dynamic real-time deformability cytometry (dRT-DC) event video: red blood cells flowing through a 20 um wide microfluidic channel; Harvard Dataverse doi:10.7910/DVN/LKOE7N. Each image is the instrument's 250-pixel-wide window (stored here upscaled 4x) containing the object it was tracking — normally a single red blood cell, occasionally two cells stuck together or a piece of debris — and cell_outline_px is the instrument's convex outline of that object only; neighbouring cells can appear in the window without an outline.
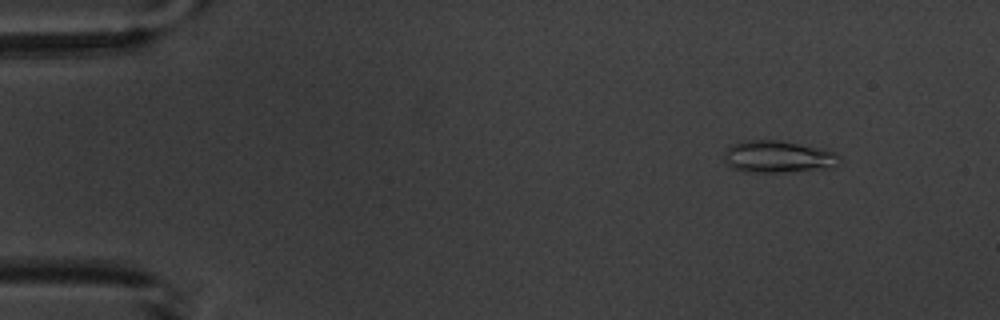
{"species": "common noctule bat (a hibernating species)", "species_latin": "Nyctalus noctula", "temperature_condition": "warm", "stored_images_in_passage": 6, "camera_frame_rate_fps": 3000, "um_per_image_px": 0.085, "animal": {"sex": "male", "body_mass_g": 20.1, "forearm_length_mm": 53.5}, "frame": {"image": 1, "passage_image": 2, "time_ms": 1.333, "image_size_px": [1000, 320], "cell_outline_px": [[844, 160], [832, 168], [788, 172], [744, 172], [732, 168], [724, 160], [724, 152], [732, 144], [744, 140], [780, 140], [820, 148], [836, 152]], "centroid_in_image_um": [66.17, 13.33], "position_along_channel_um": 18.8, "area_um2": 21.91}}
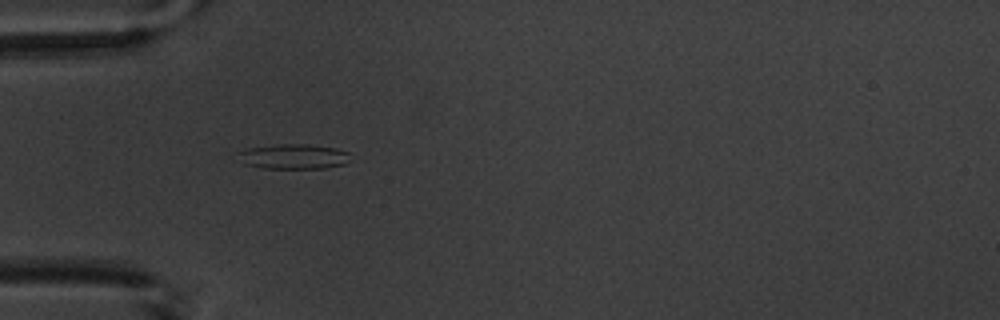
{"frame": {"image": 2, "passage_image": 5, "time_ms": 5.0, "image_size_px": [1000, 320], "cell_outline_px": [[348, 152], [344, 164], [324, 168], [260, 168], [244, 164], [236, 152], [248, 148], [276, 144], [308, 144], [336, 148]], "centroid_in_image_um": [24.88, 13.3], "position_along_channel_um": 60.1, "area_um2": 16.18}}
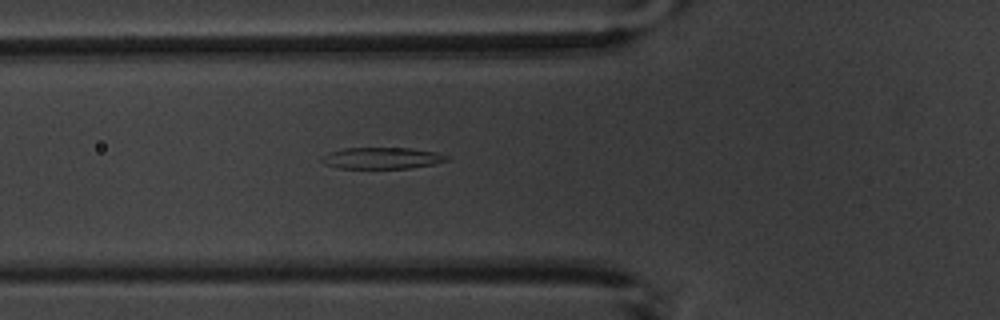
{"frame": {"image": 3, "passage_image": 6, "time_ms": 6.0, "image_size_px": [1000, 320], "cell_outline_px": [[448, 160], [432, 164], [408, 168], [340, 168], [324, 164], [320, 160], [320, 156], [328, 152], [344, 148], [408, 148], [436, 152], [448, 156]], "centroid_in_image_um": [32.39, 13.43], "position_along_channel_um": 93.4, "area_um2": 15.55}}